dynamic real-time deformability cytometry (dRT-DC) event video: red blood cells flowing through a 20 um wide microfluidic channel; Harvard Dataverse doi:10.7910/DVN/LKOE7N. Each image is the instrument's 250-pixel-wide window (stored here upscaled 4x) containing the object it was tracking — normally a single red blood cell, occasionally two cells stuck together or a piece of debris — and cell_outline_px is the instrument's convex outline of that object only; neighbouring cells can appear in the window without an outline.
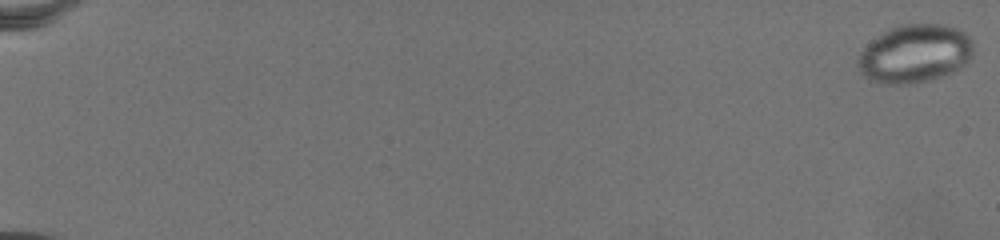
{"species": "common noctule bat (a hibernating species)", "species_latin": "Nyctalus noctula", "temperature_condition": "warm", "stored_images_in_passage": 69, "camera_frame_rate_fps": 3000, "um_per_image_px": 0.085, "animal": {"sex": "female", "body_mass_g": 19.5, "forearm_length_mm": 54.1}, "frame": {"image": 1, "passage_image": 1, "time_ms": 0.0, "image_size_px": [1000, 240], "cell_outline_px": [[972, 56], [960, 68], [952, 72], [928, 80], [912, 84], [880, 84], [868, 80], [860, 72], [856, 64], [856, 60], [860, 52], [872, 40], [888, 28], [900, 24], [944, 24], [956, 28], [964, 32], [972, 40]], "centroid_in_image_um": [77.71, 4.57], "position_along_channel_um": 7.3, "area_um2": 39.48}}
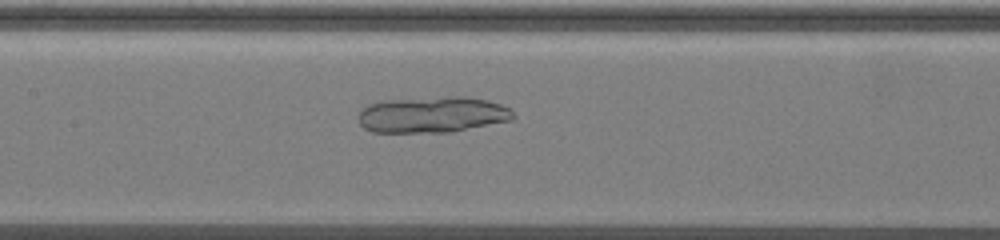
{"frame": {"image": 2, "passage_image": 43, "time_ms": 14.0, "image_size_px": [1000, 240], "cell_outline_px": [[516, 116], [512, 120], [452, 132], [372, 132], [364, 128], [360, 124], [356, 116], [368, 104], [384, 100], [448, 96], [464, 96], [488, 100], [512, 108]], "centroid_in_image_um": [36.77, 9.74], "position_along_channel_um": 170.6, "area_um2": 32.95}}
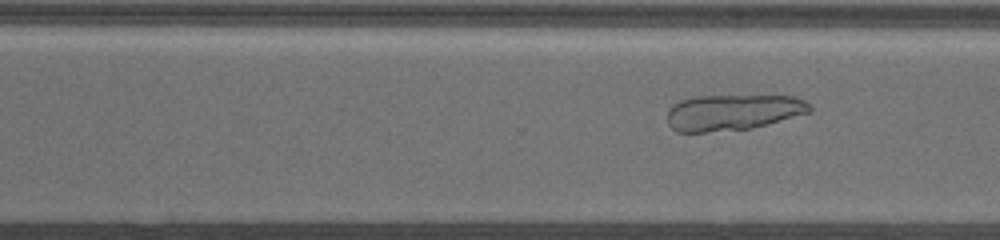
{"frame": {"image": 3, "passage_image": 58, "time_ms": 19.0, "image_size_px": [1000, 240], "cell_outline_px": [[812, 112], [768, 124], [748, 128], [704, 132], [676, 132], [668, 124], [668, 108], [672, 104], [680, 100], [692, 96], [796, 96], [804, 100], [812, 108]], "centroid_in_image_um": [62.28, 9.54], "position_along_channel_um": 308.3, "area_um2": 29.88}}